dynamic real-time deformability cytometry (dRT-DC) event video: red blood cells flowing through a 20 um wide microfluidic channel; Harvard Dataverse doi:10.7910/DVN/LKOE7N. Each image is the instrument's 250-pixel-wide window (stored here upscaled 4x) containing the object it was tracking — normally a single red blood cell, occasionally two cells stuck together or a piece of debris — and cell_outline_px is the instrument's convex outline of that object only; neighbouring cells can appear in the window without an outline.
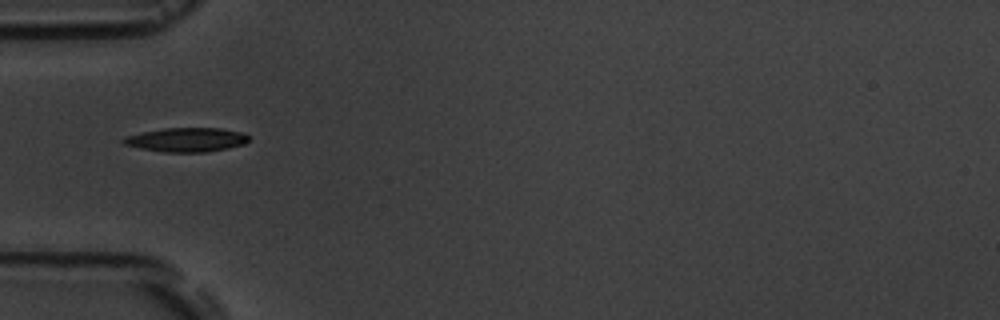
{"species": "common noctule bat (a hibernating species)", "species_latin": "Nyctalus noctula", "temperature_condition": "room temperature", "stored_images_in_passage": 2, "camera_frame_rate_fps": 3000, "um_per_image_px": 0.085, "animal": {"sex": "male", "body_mass_g": 19.5, "forearm_length_mm": 54.6}, "frame": {"image": 1, "passage_image": 1, "time_ms": 0.0, "image_size_px": [1000, 320], "cell_outline_px": [[248, 140], [244, 144], [228, 148], [204, 152], [164, 152], [140, 148], [124, 144], [120, 140], [128, 136], [144, 132], [164, 128], [220, 128], [240, 132], [248, 136]], "centroid_in_image_um": [15.85, 11.88], "position_along_channel_um": 69.1, "area_um2": 17.34}}
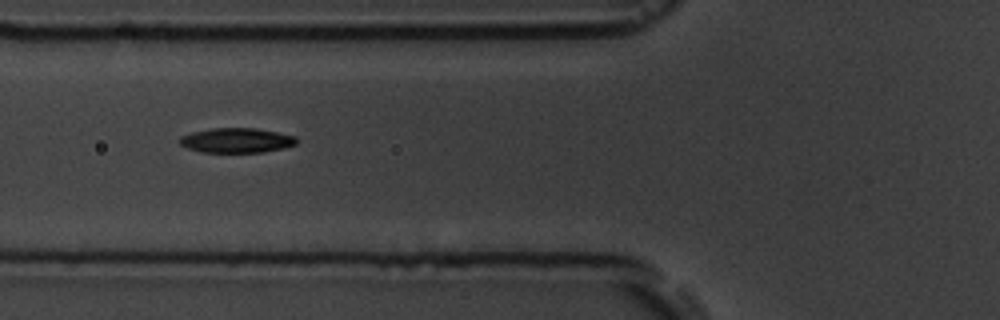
{"frame": {"image": 2, "passage_image": 2, "time_ms": 1.0, "image_size_px": [1000, 320], "cell_outline_px": [[296, 144], [264, 152], [200, 152], [188, 148], [180, 144], [176, 140], [180, 136], [192, 132], [212, 128], [256, 128], [296, 136]], "centroid_in_image_um": [20.04, 11.92], "position_along_channel_um": 105.8, "area_um2": 16.82}}